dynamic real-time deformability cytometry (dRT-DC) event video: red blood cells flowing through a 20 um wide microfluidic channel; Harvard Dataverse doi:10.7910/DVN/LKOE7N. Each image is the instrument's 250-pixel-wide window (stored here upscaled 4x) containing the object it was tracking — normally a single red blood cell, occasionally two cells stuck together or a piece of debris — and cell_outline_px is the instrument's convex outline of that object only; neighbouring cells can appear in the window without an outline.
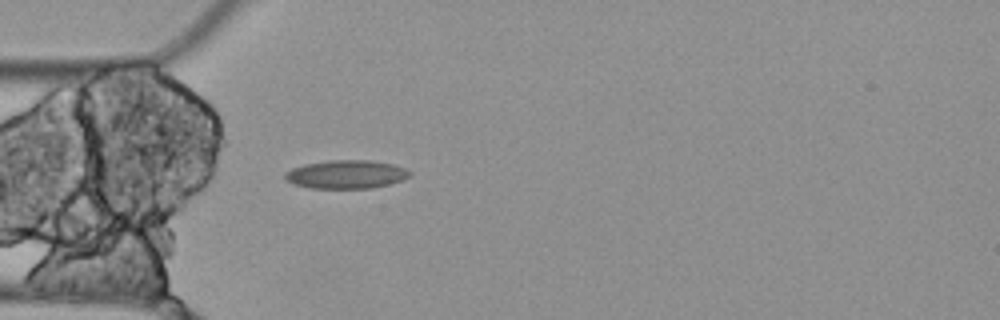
{"species": "Egyptian fruit bat (a non-hibernating species)", "species_latin": "Rousettus aegyptiacus", "temperature_condition": "cold", "stored_images_in_passage": 1, "camera_frame_rate_fps": 3000, "um_per_image_px": 0.085, "animal": {"sex": "female"}, "frame": {"image": 1, "passage_image": 1, "time_ms": 0.0, "image_size_px": [1000, 320], "cell_outline_px": [[412, 176], [388, 184], [372, 188], [308, 188], [292, 184], [284, 180], [284, 172], [292, 168], [304, 164], [328, 160], [372, 160], [392, 164], [408, 168], [412, 172]], "centroid_in_image_um": [29.41, 14.81], "position_along_channel_um": 55.6, "area_um2": 20.98}}